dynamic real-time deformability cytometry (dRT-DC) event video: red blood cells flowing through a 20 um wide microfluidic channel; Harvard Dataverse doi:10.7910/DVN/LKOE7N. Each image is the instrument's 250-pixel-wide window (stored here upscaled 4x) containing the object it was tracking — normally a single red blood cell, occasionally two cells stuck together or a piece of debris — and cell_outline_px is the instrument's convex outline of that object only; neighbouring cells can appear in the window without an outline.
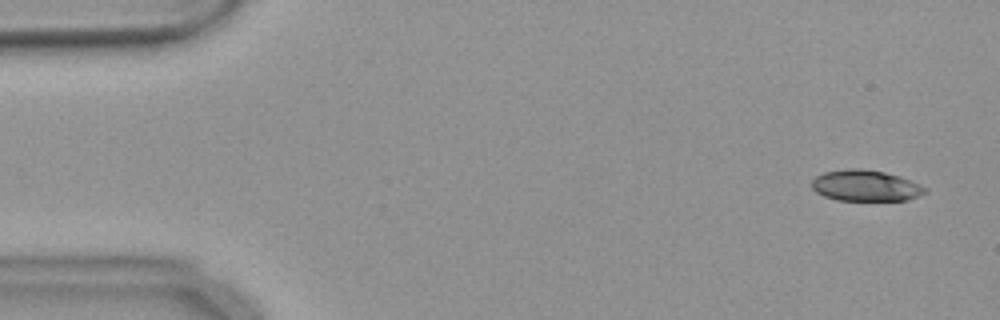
{"species": "common noctule bat (a hibernating species)", "species_latin": "Nyctalus noctula", "temperature_condition": "warm", "stored_images_in_passage": 55, "camera_frame_rate_fps": 3000, "um_per_image_px": 0.085, "animal": {"sex": "female", "body_mass_g": 18.4}, "frame": {"image": 1, "passage_image": 3, "time_ms": 0.667, "image_size_px": [1000, 320], "cell_outline_px": [[928, 192], [920, 196], [908, 200], [836, 200], [824, 196], [816, 192], [812, 188], [812, 180], [816, 176], [824, 172], [844, 168], [860, 168], [884, 172], [900, 176], [920, 184], [928, 188]], "centroid_in_image_um": [73.6, 15.77], "position_along_channel_um": 11.4, "area_um2": 20.75}}
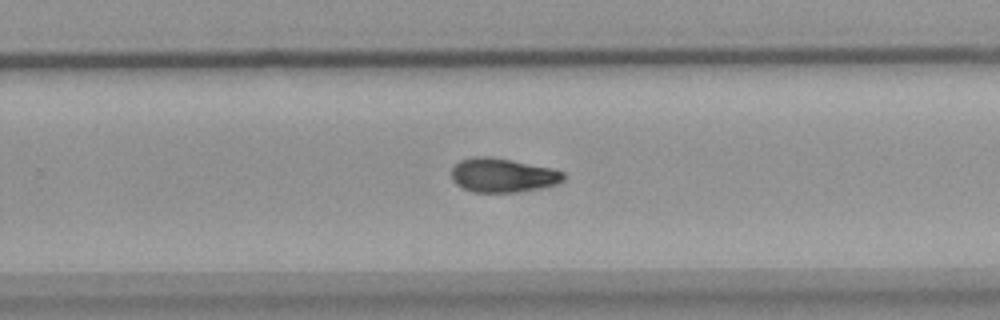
{"frame": {"image": 2, "passage_image": 35, "time_ms": 11.333, "image_size_px": [1000, 320], "cell_outline_px": [[568, 176], [564, 180], [556, 184], [540, 188], [516, 192], [472, 192], [460, 188], [452, 180], [452, 168], [460, 160], [472, 156], [488, 156], [512, 160], [552, 168], [564, 172]], "centroid_in_image_um": [42.73, 14.89], "position_along_channel_um": 287.1, "area_um2": 22.48}}
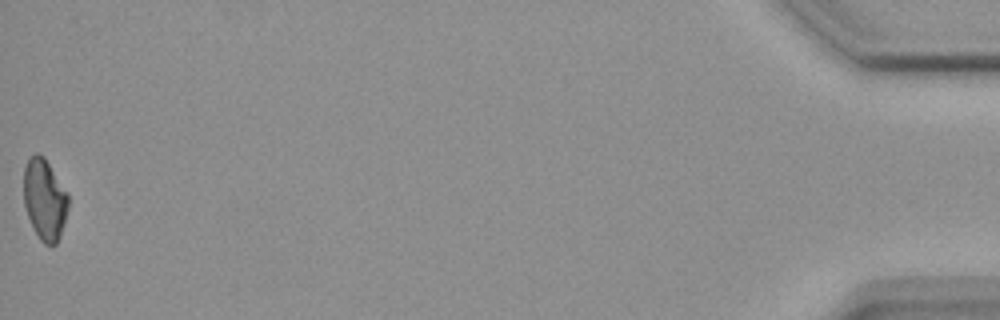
{"frame": {"image": 3, "passage_image": 55, "time_ms": 18.0, "image_size_px": [1000, 320], "cell_outline_px": [[68, 208], [64, 224], [60, 236], [56, 244], [44, 244], [40, 240], [32, 228], [24, 204], [24, 168], [28, 160], [36, 152], [44, 156], [68, 192]], "centroid_in_image_um": [3.8, 16.95], "position_along_channel_um": 431.4, "area_um2": 21.15}, "authors_computed_cell_mechanics": {"area_um2": 22.0218, "velocity_mm_per_s": 3.6707, "shape_relaxation_time_tau1_ms": 8.2582, "shape_relaxation_time_tau2_ms": 7.0719, "deformation_change_tau1": 0.1805, "deformation_change_tau2": 0.1295}}